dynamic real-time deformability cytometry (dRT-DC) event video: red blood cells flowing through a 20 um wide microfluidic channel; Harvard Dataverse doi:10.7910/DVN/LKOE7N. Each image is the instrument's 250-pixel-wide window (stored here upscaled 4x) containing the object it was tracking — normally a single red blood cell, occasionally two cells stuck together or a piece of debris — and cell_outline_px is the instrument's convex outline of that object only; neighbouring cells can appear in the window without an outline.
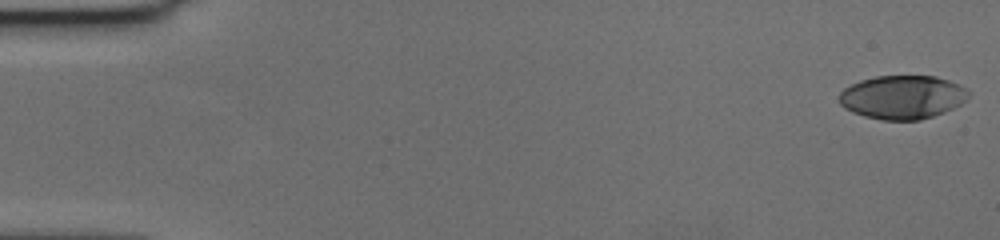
{"species": "human", "species_latin": "Homo sapiens", "temperature_condition": "cold", "stored_images_in_passage": 58, "camera_frame_rate_fps": 3000, "um_per_image_px": 0.085, "donor": {"sex": "female"}, "frame": {"image": 1, "passage_image": 1, "time_ms": 0.0, "image_size_px": [1000, 240], "cell_outline_px": [[968, 96], [960, 104], [944, 112], [920, 120], [880, 120], [864, 116], [852, 112], [844, 108], [840, 104], [836, 96], [844, 88], [860, 80], [876, 76], [936, 76], [960, 84], [968, 88]], "centroid_in_image_um": [76.67, 8.25], "position_along_channel_um": 8.3, "area_um2": 33.06}}
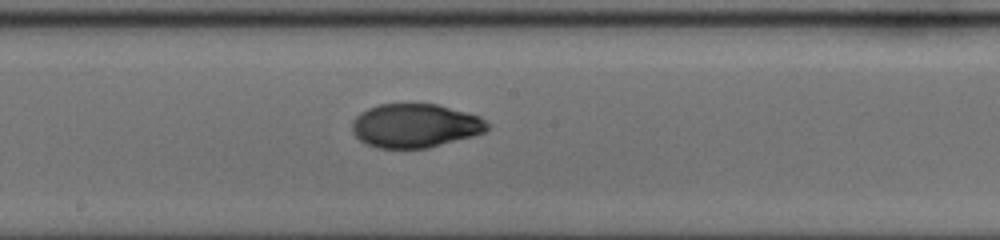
{"frame": {"image": 2, "passage_image": 32, "time_ms": 10.333, "image_size_px": [1000, 240], "cell_outline_px": [[488, 128], [484, 132], [472, 136], [428, 148], [376, 148], [360, 140], [352, 132], [352, 120], [360, 112], [368, 108], [380, 104], [436, 104], [480, 116], [488, 124]], "centroid_in_image_um": [35.26, 10.68], "position_along_channel_um": 212.9, "area_um2": 34.39}}
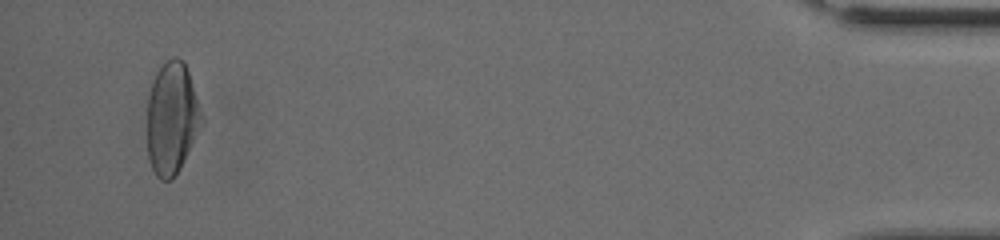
{"frame": {"image": 3, "passage_image": 56, "time_ms": 18.333, "image_size_px": [1000, 240], "cell_outline_px": [[204, 120], [180, 168], [172, 180], [160, 180], [156, 176], [152, 168], [148, 156], [148, 96], [152, 80], [160, 64], [164, 60], [172, 56], [176, 56], [184, 60]], "centroid_in_image_um": [14.59, 10.01], "position_along_channel_um": 420.6, "area_um2": 35.6}, "authors_computed_cell_mechanics": {"area_um2": 34.5355, "velocity_mm_per_s": 3.5763, "shape_relaxation_time_tau1_ms": 4.5308, "shape_relaxation_time_tau2_ms": 1.3401, "deformation_change_tau1": 0.1929, "deformation_change_tau2": 0.0433}}